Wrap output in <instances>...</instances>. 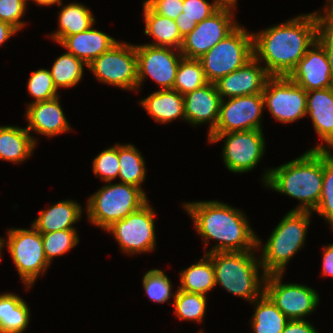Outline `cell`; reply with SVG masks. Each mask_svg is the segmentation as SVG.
<instances>
[{
	"instance_id": "obj_1",
	"label": "cell",
	"mask_w": 333,
	"mask_h": 333,
	"mask_svg": "<svg viewBox=\"0 0 333 333\" xmlns=\"http://www.w3.org/2000/svg\"><path fill=\"white\" fill-rule=\"evenodd\" d=\"M253 35V56L270 76H289L318 36L316 12L294 17Z\"/></svg>"
},
{
	"instance_id": "obj_2",
	"label": "cell",
	"mask_w": 333,
	"mask_h": 333,
	"mask_svg": "<svg viewBox=\"0 0 333 333\" xmlns=\"http://www.w3.org/2000/svg\"><path fill=\"white\" fill-rule=\"evenodd\" d=\"M183 208L191 216L197 233L204 239L218 240L205 254L258 250L261 239L255 234L245 214L219 201L185 202Z\"/></svg>"
},
{
	"instance_id": "obj_3",
	"label": "cell",
	"mask_w": 333,
	"mask_h": 333,
	"mask_svg": "<svg viewBox=\"0 0 333 333\" xmlns=\"http://www.w3.org/2000/svg\"><path fill=\"white\" fill-rule=\"evenodd\" d=\"M266 187L294 197L301 203L292 211L313 212L323 188V150H311L263 175Z\"/></svg>"
},
{
	"instance_id": "obj_4",
	"label": "cell",
	"mask_w": 333,
	"mask_h": 333,
	"mask_svg": "<svg viewBox=\"0 0 333 333\" xmlns=\"http://www.w3.org/2000/svg\"><path fill=\"white\" fill-rule=\"evenodd\" d=\"M251 251L212 252L207 254L215 270L216 286L253 302L264 294L266 274L259 276L260 258ZM255 256V257H254ZM259 259V261H258Z\"/></svg>"
},
{
	"instance_id": "obj_5",
	"label": "cell",
	"mask_w": 333,
	"mask_h": 333,
	"mask_svg": "<svg viewBox=\"0 0 333 333\" xmlns=\"http://www.w3.org/2000/svg\"><path fill=\"white\" fill-rule=\"evenodd\" d=\"M312 212L289 211L278 223L262 248L260 263L263 272L284 274L290 259L304 245Z\"/></svg>"
},
{
	"instance_id": "obj_6",
	"label": "cell",
	"mask_w": 333,
	"mask_h": 333,
	"mask_svg": "<svg viewBox=\"0 0 333 333\" xmlns=\"http://www.w3.org/2000/svg\"><path fill=\"white\" fill-rule=\"evenodd\" d=\"M104 185L87 201L88 220L104 231L148 202L143 189L125 183Z\"/></svg>"
},
{
	"instance_id": "obj_7",
	"label": "cell",
	"mask_w": 333,
	"mask_h": 333,
	"mask_svg": "<svg viewBox=\"0 0 333 333\" xmlns=\"http://www.w3.org/2000/svg\"><path fill=\"white\" fill-rule=\"evenodd\" d=\"M253 57V35L238 25L198 60L209 83L239 69Z\"/></svg>"
},
{
	"instance_id": "obj_8",
	"label": "cell",
	"mask_w": 333,
	"mask_h": 333,
	"mask_svg": "<svg viewBox=\"0 0 333 333\" xmlns=\"http://www.w3.org/2000/svg\"><path fill=\"white\" fill-rule=\"evenodd\" d=\"M30 229L11 228L7 232V240L1 238L3 247L7 246L27 289L31 288L38 276L44 274L50 265L45 258L41 233L32 225Z\"/></svg>"
},
{
	"instance_id": "obj_9",
	"label": "cell",
	"mask_w": 333,
	"mask_h": 333,
	"mask_svg": "<svg viewBox=\"0 0 333 333\" xmlns=\"http://www.w3.org/2000/svg\"><path fill=\"white\" fill-rule=\"evenodd\" d=\"M97 80L124 90L137 91V54L132 44L117 42L87 67Z\"/></svg>"
},
{
	"instance_id": "obj_10",
	"label": "cell",
	"mask_w": 333,
	"mask_h": 333,
	"mask_svg": "<svg viewBox=\"0 0 333 333\" xmlns=\"http://www.w3.org/2000/svg\"><path fill=\"white\" fill-rule=\"evenodd\" d=\"M262 130H245L228 133H211L210 143L225 139L223 161L227 169L234 173H247L255 168L265 152V139Z\"/></svg>"
},
{
	"instance_id": "obj_11",
	"label": "cell",
	"mask_w": 333,
	"mask_h": 333,
	"mask_svg": "<svg viewBox=\"0 0 333 333\" xmlns=\"http://www.w3.org/2000/svg\"><path fill=\"white\" fill-rule=\"evenodd\" d=\"M155 216L148 201L105 231L112 233L123 253L130 255L150 252L156 247Z\"/></svg>"
},
{
	"instance_id": "obj_12",
	"label": "cell",
	"mask_w": 333,
	"mask_h": 333,
	"mask_svg": "<svg viewBox=\"0 0 333 333\" xmlns=\"http://www.w3.org/2000/svg\"><path fill=\"white\" fill-rule=\"evenodd\" d=\"M262 96L264 106L279 122L291 123L306 116L307 91L288 76H271Z\"/></svg>"
},
{
	"instance_id": "obj_13",
	"label": "cell",
	"mask_w": 333,
	"mask_h": 333,
	"mask_svg": "<svg viewBox=\"0 0 333 333\" xmlns=\"http://www.w3.org/2000/svg\"><path fill=\"white\" fill-rule=\"evenodd\" d=\"M235 4H224L216 13L202 22L183 38L180 48L187 59H199L239 24L233 21Z\"/></svg>"
},
{
	"instance_id": "obj_14",
	"label": "cell",
	"mask_w": 333,
	"mask_h": 333,
	"mask_svg": "<svg viewBox=\"0 0 333 333\" xmlns=\"http://www.w3.org/2000/svg\"><path fill=\"white\" fill-rule=\"evenodd\" d=\"M283 274H268L264 293L290 320H303L319 303V295L313 288L301 284L282 283Z\"/></svg>"
},
{
	"instance_id": "obj_15",
	"label": "cell",
	"mask_w": 333,
	"mask_h": 333,
	"mask_svg": "<svg viewBox=\"0 0 333 333\" xmlns=\"http://www.w3.org/2000/svg\"><path fill=\"white\" fill-rule=\"evenodd\" d=\"M135 47L138 75L137 90L140 89L144 78L148 76L161 87V90L173 89L179 62L183 58L180 50L148 44L135 45Z\"/></svg>"
},
{
	"instance_id": "obj_16",
	"label": "cell",
	"mask_w": 333,
	"mask_h": 333,
	"mask_svg": "<svg viewBox=\"0 0 333 333\" xmlns=\"http://www.w3.org/2000/svg\"><path fill=\"white\" fill-rule=\"evenodd\" d=\"M225 100H221L218 121L212 133L262 130V93L227 98V102Z\"/></svg>"
},
{
	"instance_id": "obj_17",
	"label": "cell",
	"mask_w": 333,
	"mask_h": 333,
	"mask_svg": "<svg viewBox=\"0 0 333 333\" xmlns=\"http://www.w3.org/2000/svg\"><path fill=\"white\" fill-rule=\"evenodd\" d=\"M288 77L307 92L333 87L327 54L317 40L306 51Z\"/></svg>"
},
{
	"instance_id": "obj_18",
	"label": "cell",
	"mask_w": 333,
	"mask_h": 333,
	"mask_svg": "<svg viewBox=\"0 0 333 333\" xmlns=\"http://www.w3.org/2000/svg\"><path fill=\"white\" fill-rule=\"evenodd\" d=\"M253 56L239 69L219 79L215 85L221 99L262 93L271 77Z\"/></svg>"
},
{
	"instance_id": "obj_19",
	"label": "cell",
	"mask_w": 333,
	"mask_h": 333,
	"mask_svg": "<svg viewBox=\"0 0 333 333\" xmlns=\"http://www.w3.org/2000/svg\"><path fill=\"white\" fill-rule=\"evenodd\" d=\"M183 97L186 121L194 126L209 122L210 135L215 130L222 100L215 83H207Z\"/></svg>"
},
{
	"instance_id": "obj_20",
	"label": "cell",
	"mask_w": 333,
	"mask_h": 333,
	"mask_svg": "<svg viewBox=\"0 0 333 333\" xmlns=\"http://www.w3.org/2000/svg\"><path fill=\"white\" fill-rule=\"evenodd\" d=\"M59 101L57 96L42 102L28 103L25 114L29 123L27 131L53 137L71 130Z\"/></svg>"
},
{
	"instance_id": "obj_21",
	"label": "cell",
	"mask_w": 333,
	"mask_h": 333,
	"mask_svg": "<svg viewBox=\"0 0 333 333\" xmlns=\"http://www.w3.org/2000/svg\"><path fill=\"white\" fill-rule=\"evenodd\" d=\"M306 115H310L314 130L326 142V146L320 144L311 150L333 149V87L307 92Z\"/></svg>"
},
{
	"instance_id": "obj_22",
	"label": "cell",
	"mask_w": 333,
	"mask_h": 333,
	"mask_svg": "<svg viewBox=\"0 0 333 333\" xmlns=\"http://www.w3.org/2000/svg\"><path fill=\"white\" fill-rule=\"evenodd\" d=\"M117 42L116 39L105 32L94 29L92 25L86 31L67 36L60 45L67 48V52L88 65Z\"/></svg>"
},
{
	"instance_id": "obj_23",
	"label": "cell",
	"mask_w": 333,
	"mask_h": 333,
	"mask_svg": "<svg viewBox=\"0 0 333 333\" xmlns=\"http://www.w3.org/2000/svg\"><path fill=\"white\" fill-rule=\"evenodd\" d=\"M82 207L74 200H63L41 210L31 224L41 234L61 230H76L73 225L81 220Z\"/></svg>"
},
{
	"instance_id": "obj_24",
	"label": "cell",
	"mask_w": 333,
	"mask_h": 333,
	"mask_svg": "<svg viewBox=\"0 0 333 333\" xmlns=\"http://www.w3.org/2000/svg\"><path fill=\"white\" fill-rule=\"evenodd\" d=\"M139 102L156 122L165 124L179 117L186 120L184 97L176 90L159 89Z\"/></svg>"
},
{
	"instance_id": "obj_25",
	"label": "cell",
	"mask_w": 333,
	"mask_h": 333,
	"mask_svg": "<svg viewBox=\"0 0 333 333\" xmlns=\"http://www.w3.org/2000/svg\"><path fill=\"white\" fill-rule=\"evenodd\" d=\"M25 128L0 126V159L20 163L29 158L36 146V139Z\"/></svg>"
},
{
	"instance_id": "obj_26",
	"label": "cell",
	"mask_w": 333,
	"mask_h": 333,
	"mask_svg": "<svg viewBox=\"0 0 333 333\" xmlns=\"http://www.w3.org/2000/svg\"><path fill=\"white\" fill-rule=\"evenodd\" d=\"M145 21L144 33L154 38L152 46L172 47L180 50L183 37L181 36L176 21L153 12L143 2Z\"/></svg>"
},
{
	"instance_id": "obj_27",
	"label": "cell",
	"mask_w": 333,
	"mask_h": 333,
	"mask_svg": "<svg viewBox=\"0 0 333 333\" xmlns=\"http://www.w3.org/2000/svg\"><path fill=\"white\" fill-rule=\"evenodd\" d=\"M61 8L58 16V31L51 34L57 43H61L67 36L88 30L95 22L94 15L87 6L79 3H70Z\"/></svg>"
},
{
	"instance_id": "obj_28",
	"label": "cell",
	"mask_w": 333,
	"mask_h": 333,
	"mask_svg": "<svg viewBox=\"0 0 333 333\" xmlns=\"http://www.w3.org/2000/svg\"><path fill=\"white\" fill-rule=\"evenodd\" d=\"M30 319L27 303L14 293L0 294V333H23Z\"/></svg>"
},
{
	"instance_id": "obj_29",
	"label": "cell",
	"mask_w": 333,
	"mask_h": 333,
	"mask_svg": "<svg viewBox=\"0 0 333 333\" xmlns=\"http://www.w3.org/2000/svg\"><path fill=\"white\" fill-rule=\"evenodd\" d=\"M179 290L207 295L215 286V270L211 258L205 254L196 264L180 272Z\"/></svg>"
},
{
	"instance_id": "obj_30",
	"label": "cell",
	"mask_w": 333,
	"mask_h": 333,
	"mask_svg": "<svg viewBox=\"0 0 333 333\" xmlns=\"http://www.w3.org/2000/svg\"><path fill=\"white\" fill-rule=\"evenodd\" d=\"M256 309L251 319L254 333H282L290 319L285 316L264 293L251 302Z\"/></svg>"
},
{
	"instance_id": "obj_31",
	"label": "cell",
	"mask_w": 333,
	"mask_h": 333,
	"mask_svg": "<svg viewBox=\"0 0 333 333\" xmlns=\"http://www.w3.org/2000/svg\"><path fill=\"white\" fill-rule=\"evenodd\" d=\"M120 183L141 188L145 181V161L138 149L132 144H118Z\"/></svg>"
},
{
	"instance_id": "obj_32",
	"label": "cell",
	"mask_w": 333,
	"mask_h": 333,
	"mask_svg": "<svg viewBox=\"0 0 333 333\" xmlns=\"http://www.w3.org/2000/svg\"><path fill=\"white\" fill-rule=\"evenodd\" d=\"M224 3L221 0H214L209 3L206 0H184L183 12L175 20L181 36L184 38L204 19L216 13Z\"/></svg>"
},
{
	"instance_id": "obj_33",
	"label": "cell",
	"mask_w": 333,
	"mask_h": 333,
	"mask_svg": "<svg viewBox=\"0 0 333 333\" xmlns=\"http://www.w3.org/2000/svg\"><path fill=\"white\" fill-rule=\"evenodd\" d=\"M83 66L88 65L69 52L59 56L49 70L56 89L77 85L83 76Z\"/></svg>"
},
{
	"instance_id": "obj_34",
	"label": "cell",
	"mask_w": 333,
	"mask_h": 333,
	"mask_svg": "<svg viewBox=\"0 0 333 333\" xmlns=\"http://www.w3.org/2000/svg\"><path fill=\"white\" fill-rule=\"evenodd\" d=\"M207 83L209 82L198 59L183 57L180 60L173 90L184 96Z\"/></svg>"
},
{
	"instance_id": "obj_35",
	"label": "cell",
	"mask_w": 333,
	"mask_h": 333,
	"mask_svg": "<svg viewBox=\"0 0 333 333\" xmlns=\"http://www.w3.org/2000/svg\"><path fill=\"white\" fill-rule=\"evenodd\" d=\"M174 313L178 319L202 322L205 316L207 296L199 293H189L177 289L173 294Z\"/></svg>"
},
{
	"instance_id": "obj_36",
	"label": "cell",
	"mask_w": 333,
	"mask_h": 333,
	"mask_svg": "<svg viewBox=\"0 0 333 333\" xmlns=\"http://www.w3.org/2000/svg\"><path fill=\"white\" fill-rule=\"evenodd\" d=\"M314 212L331 225L333 232V153L329 150H323V188Z\"/></svg>"
},
{
	"instance_id": "obj_37",
	"label": "cell",
	"mask_w": 333,
	"mask_h": 333,
	"mask_svg": "<svg viewBox=\"0 0 333 333\" xmlns=\"http://www.w3.org/2000/svg\"><path fill=\"white\" fill-rule=\"evenodd\" d=\"M42 242L45 258L51 264L54 257L65 254L75 247L79 240L77 230H61L51 233H43Z\"/></svg>"
},
{
	"instance_id": "obj_38",
	"label": "cell",
	"mask_w": 333,
	"mask_h": 333,
	"mask_svg": "<svg viewBox=\"0 0 333 333\" xmlns=\"http://www.w3.org/2000/svg\"><path fill=\"white\" fill-rule=\"evenodd\" d=\"M145 294L155 303H165L172 296V284L168 276L160 269H152L142 279Z\"/></svg>"
},
{
	"instance_id": "obj_39",
	"label": "cell",
	"mask_w": 333,
	"mask_h": 333,
	"mask_svg": "<svg viewBox=\"0 0 333 333\" xmlns=\"http://www.w3.org/2000/svg\"><path fill=\"white\" fill-rule=\"evenodd\" d=\"M27 88L30 95L35 98L31 103L42 102L59 96L48 69H38L31 73Z\"/></svg>"
},
{
	"instance_id": "obj_40",
	"label": "cell",
	"mask_w": 333,
	"mask_h": 333,
	"mask_svg": "<svg viewBox=\"0 0 333 333\" xmlns=\"http://www.w3.org/2000/svg\"><path fill=\"white\" fill-rule=\"evenodd\" d=\"M92 164L94 174L106 183L118 177V144L103 150L94 158Z\"/></svg>"
},
{
	"instance_id": "obj_41",
	"label": "cell",
	"mask_w": 333,
	"mask_h": 333,
	"mask_svg": "<svg viewBox=\"0 0 333 333\" xmlns=\"http://www.w3.org/2000/svg\"><path fill=\"white\" fill-rule=\"evenodd\" d=\"M26 4L25 0H0V21L9 23L19 31L25 25L20 19L26 11Z\"/></svg>"
},
{
	"instance_id": "obj_42",
	"label": "cell",
	"mask_w": 333,
	"mask_h": 333,
	"mask_svg": "<svg viewBox=\"0 0 333 333\" xmlns=\"http://www.w3.org/2000/svg\"><path fill=\"white\" fill-rule=\"evenodd\" d=\"M316 17L318 20L317 41L321 45H333V6L324 7V14L316 11Z\"/></svg>"
},
{
	"instance_id": "obj_43",
	"label": "cell",
	"mask_w": 333,
	"mask_h": 333,
	"mask_svg": "<svg viewBox=\"0 0 333 333\" xmlns=\"http://www.w3.org/2000/svg\"><path fill=\"white\" fill-rule=\"evenodd\" d=\"M184 0H146L143 1L153 12L176 20L183 12Z\"/></svg>"
},
{
	"instance_id": "obj_44",
	"label": "cell",
	"mask_w": 333,
	"mask_h": 333,
	"mask_svg": "<svg viewBox=\"0 0 333 333\" xmlns=\"http://www.w3.org/2000/svg\"><path fill=\"white\" fill-rule=\"evenodd\" d=\"M282 333H317L315 327L305 318L303 320H290Z\"/></svg>"
},
{
	"instance_id": "obj_45",
	"label": "cell",
	"mask_w": 333,
	"mask_h": 333,
	"mask_svg": "<svg viewBox=\"0 0 333 333\" xmlns=\"http://www.w3.org/2000/svg\"><path fill=\"white\" fill-rule=\"evenodd\" d=\"M323 248L322 274L333 277V243Z\"/></svg>"
},
{
	"instance_id": "obj_46",
	"label": "cell",
	"mask_w": 333,
	"mask_h": 333,
	"mask_svg": "<svg viewBox=\"0 0 333 333\" xmlns=\"http://www.w3.org/2000/svg\"><path fill=\"white\" fill-rule=\"evenodd\" d=\"M17 32L18 30L9 23L0 21V46Z\"/></svg>"
},
{
	"instance_id": "obj_47",
	"label": "cell",
	"mask_w": 333,
	"mask_h": 333,
	"mask_svg": "<svg viewBox=\"0 0 333 333\" xmlns=\"http://www.w3.org/2000/svg\"><path fill=\"white\" fill-rule=\"evenodd\" d=\"M324 47V50L327 54V58L329 61L330 65V70L332 74V79H333V45H322Z\"/></svg>"
},
{
	"instance_id": "obj_48",
	"label": "cell",
	"mask_w": 333,
	"mask_h": 333,
	"mask_svg": "<svg viewBox=\"0 0 333 333\" xmlns=\"http://www.w3.org/2000/svg\"><path fill=\"white\" fill-rule=\"evenodd\" d=\"M34 2H36L38 5L40 6H50V5H53V4H60L62 1L61 0H32Z\"/></svg>"
},
{
	"instance_id": "obj_49",
	"label": "cell",
	"mask_w": 333,
	"mask_h": 333,
	"mask_svg": "<svg viewBox=\"0 0 333 333\" xmlns=\"http://www.w3.org/2000/svg\"><path fill=\"white\" fill-rule=\"evenodd\" d=\"M224 4H235L236 5V2L237 0H221Z\"/></svg>"
},
{
	"instance_id": "obj_50",
	"label": "cell",
	"mask_w": 333,
	"mask_h": 333,
	"mask_svg": "<svg viewBox=\"0 0 333 333\" xmlns=\"http://www.w3.org/2000/svg\"><path fill=\"white\" fill-rule=\"evenodd\" d=\"M327 3H329V4H326L325 6H333V0H327Z\"/></svg>"
},
{
	"instance_id": "obj_51",
	"label": "cell",
	"mask_w": 333,
	"mask_h": 333,
	"mask_svg": "<svg viewBox=\"0 0 333 333\" xmlns=\"http://www.w3.org/2000/svg\"><path fill=\"white\" fill-rule=\"evenodd\" d=\"M2 248H4V247H3V245H2V241H1V238H0V259H2V258H1V251H2L1 249H2ZM0 261H1V260H0Z\"/></svg>"
}]
</instances>
